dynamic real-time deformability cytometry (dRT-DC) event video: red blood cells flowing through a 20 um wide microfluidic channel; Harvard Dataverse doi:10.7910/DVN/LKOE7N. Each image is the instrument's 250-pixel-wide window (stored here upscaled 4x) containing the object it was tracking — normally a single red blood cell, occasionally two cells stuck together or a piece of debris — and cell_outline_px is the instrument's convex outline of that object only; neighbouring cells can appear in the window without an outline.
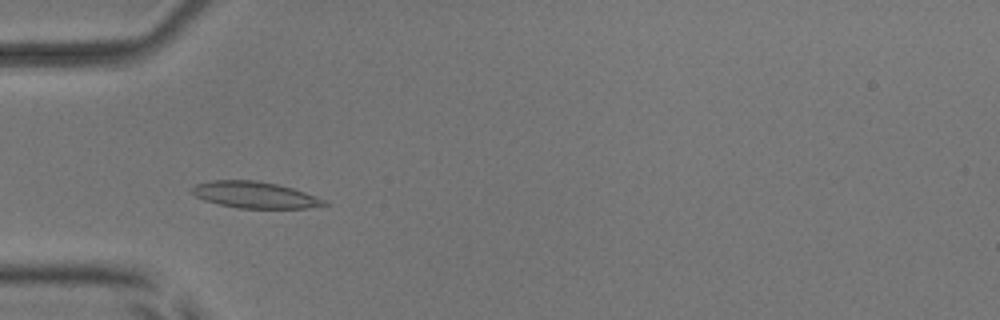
{"species": "common noctule bat (a hibernating species)", "species_latin": "Nyctalus noctula", "temperature_condition": "room temperature", "stored_images_in_passage": 52, "camera_frame_rate_fps": 3000, "um_per_image_px": 0.085, "animal": {"sex": "male", "body_mass_g": 17.9, "forearm_length_mm": 54.2}, "frame": {"image": 1, "passage_image": 15, "time_ms": 4.667, "image_size_px": [1000, 320], "cell_outline_px": [[332, 204], [308, 208], [240, 208], [220, 204], [204, 200], [196, 196], [188, 188], [196, 184], [212, 180], [256, 180], [276, 184], [292, 188], [304, 192], [324, 200]], "centroid_in_image_um": [21.64, 16.56], "position_along_channel_um": 63.4, "area_um2": 20.29}}
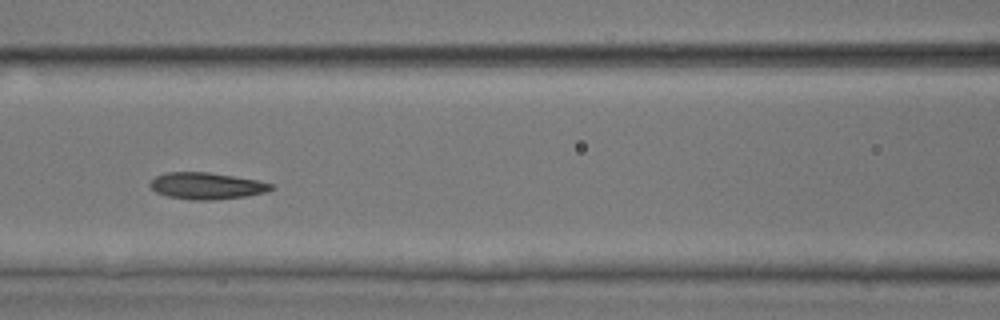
{"frame": {"image": 2, "passage_image": 22, "time_ms": 7.0, "image_size_px": [1000, 320], "cell_outline_px": [[276, 188], [264, 192], [244, 196], [212, 200], [192, 200], [168, 196], [156, 192], [148, 184], [156, 176], [164, 172], [208, 172], [256, 180], [276, 184]], "centroid_in_image_um": [17.56, 15.79], "position_along_channel_um": 149.0, "area_um2": 18.73}}
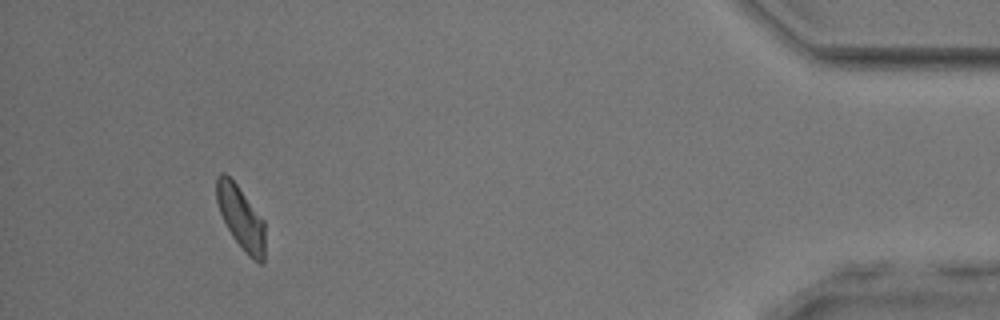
{"frame": {"image": 3, "passage_image": 48, "time_ms": 15.667, "image_size_px": [1000, 320], "cell_outline_px": [[264, 264], [260, 264], [248, 256], [244, 252], [232, 236], [220, 212], [216, 200], [216, 176], [220, 172], [224, 172], [236, 184], [264, 220]], "centroid_in_image_um": [20.47, 18.52], "position_along_channel_um": 414.7, "area_um2": 17.74}, "authors_computed_cell_mechanics": {"area_um2": 18.8139, "velocity_mm_per_s": 3.7909, "shape_relaxation_time_tau1_ms": 5.9581, "shape_relaxation_time_tau2_ms": 2.3769, "deformation_change_tau1": 0.1207, "deformation_change_tau2": 0.0775}}